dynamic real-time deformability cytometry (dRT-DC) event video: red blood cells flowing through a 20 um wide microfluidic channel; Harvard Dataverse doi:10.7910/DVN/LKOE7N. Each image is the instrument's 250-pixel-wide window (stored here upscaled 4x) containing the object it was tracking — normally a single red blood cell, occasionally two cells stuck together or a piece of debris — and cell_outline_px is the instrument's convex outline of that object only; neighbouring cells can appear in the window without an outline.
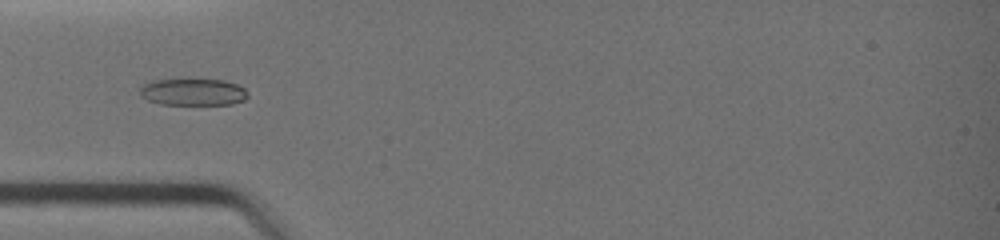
{"species": "common noctule bat (a hibernating species)", "species_latin": "Nyctalus noctula", "temperature_condition": "warm", "stored_images_in_passage": 5, "camera_frame_rate_fps": 3000, "um_per_image_px": 0.085, "animal": {"sex": "female", "body_mass_g": 19.0, "forearm_length_mm": 51.5}, "frame": {"image": 1, "passage_image": 2, "time_ms": 0.333, "image_size_px": [1000, 240], "cell_outline_px": [[248, 96], [244, 100], [232, 104], [160, 104], [148, 100], [140, 96], [140, 88], [144, 84], [152, 80], [224, 80], [236, 84], [244, 88], [248, 92]], "centroid_in_image_um": [16.41, 7.83], "position_along_channel_um": 68.6, "area_um2": 16.76}}